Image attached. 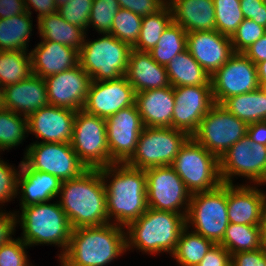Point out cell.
Returning <instances> with one entry per match:
<instances>
[{
	"label": "cell",
	"instance_id": "1",
	"mask_svg": "<svg viewBox=\"0 0 266 266\" xmlns=\"http://www.w3.org/2000/svg\"><path fill=\"white\" fill-rule=\"evenodd\" d=\"M99 170L106 188L109 223L114 221L126 228L148 209L145 170L126 164H111Z\"/></svg>",
	"mask_w": 266,
	"mask_h": 266
},
{
	"label": "cell",
	"instance_id": "2",
	"mask_svg": "<svg viewBox=\"0 0 266 266\" xmlns=\"http://www.w3.org/2000/svg\"><path fill=\"white\" fill-rule=\"evenodd\" d=\"M59 195L72 229L109 223L106 188L99 169H87L77 178L62 181Z\"/></svg>",
	"mask_w": 266,
	"mask_h": 266
},
{
	"label": "cell",
	"instance_id": "3",
	"mask_svg": "<svg viewBox=\"0 0 266 266\" xmlns=\"http://www.w3.org/2000/svg\"><path fill=\"white\" fill-rule=\"evenodd\" d=\"M124 231L114 223L72 229L68 249L60 260L67 266H107L127 251Z\"/></svg>",
	"mask_w": 266,
	"mask_h": 266
},
{
	"label": "cell",
	"instance_id": "4",
	"mask_svg": "<svg viewBox=\"0 0 266 266\" xmlns=\"http://www.w3.org/2000/svg\"><path fill=\"white\" fill-rule=\"evenodd\" d=\"M185 227V215L148 208L125 228L126 250L137 248L147 254L172 255Z\"/></svg>",
	"mask_w": 266,
	"mask_h": 266
},
{
	"label": "cell",
	"instance_id": "5",
	"mask_svg": "<svg viewBox=\"0 0 266 266\" xmlns=\"http://www.w3.org/2000/svg\"><path fill=\"white\" fill-rule=\"evenodd\" d=\"M20 210L22 213L17 215V223L23 230L20 239L29 247L55 244L62 248L58 254L60 259L68 249L72 227L59 201L32 204Z\"/></svg>",
	"mask_w": 266,
	"mask_h": 266
},
{
	"label": "cell",
	"instance_id": "6",
	"mask_svg": "<svg viewBox=\"0 0 266 266\" xmlns=\"http://www.w3.org/2000/svg\"><path fill=\"white\" fill-rule=\"evenodd\" d=\"M132 47L111 34H103L94 41L84 43L79 51V64L92 81H108L127 73Z\"/></svg>",
	"mask_w": 266,
	"mask_h": 266
},
{
	"label": "cell",
	"instance_id": "7",
	"mask_svg": "<svg viewBox=\"0 0 266 266\" xmlns=\"http://www.w3.org/2000/svg\"><path fill=\"white\" fill-rule=\"evenodd\" d=\"M171 166L191 194L213 190L223 183L219 158L192 137L180 148Z\"/></svg>",
	"mask_w": 266,
	"mask_h": 266
},
{
	"label": "cell",
	"instance_id": "8",
	"mask_svg": "<svg viewBox=\"0 0 266 266\" xmlns=\"http://www.w3.org/2000/svg\"><path fill=\"white\" fill-rule=\"evenodd\" d=\"M229 225L227 211V184L191 194L186 226L215 244H219Z\"/></svg>",
	"mask_w": 266,
	"mask_h": 266
},
{
	"label": "cell",
	"instance_id": "9",
	"mask_svg": "<svg viewBox=\"0 0 266 266\" xmlns=\"http://www.w3.org/2000/svg\"><path fill=\"white\" fill-rule=\"evenodd\" d=\"M189 138L186 132L172 127H144L132 157L125 164L142 170L172 165Z\"/></svg>",
	"mask_w": 266,
	"mask_h": 266
},
{
	"label": "cell",
	"instance_id": "10",
	"mask_svg": "<svg viewBox=\"0 0 266 266\" xmlns=\"http://www.w3.org/2000/svg\"><path fill=\"white\" fill-rule=\"evenodd\" d=\"M71 147L88 169L111 165L106 121L81 109L76 112Z\"/></svg>",
	"mask_w": 266,
	"mask_h": 266
},
{
	"label": "cell",
	"instance_id": "11",
	"mask_svg": "<svg viewBox=\"0 0 266 266\" xmlns=\"http://www.w3.org/2000/svg\"><path fill=\"white\" fill-rule=\"evenodd\" d=\"M248 124L230 113L221 104H215L203 117L197 131L191 136L198 144L219 159L247 134Z\"/></svg>",
	"mask_w": 266,
	"mask_h": 266
},
{
	"label": "cell",
	"instance_id": "12",
	"mask_svg": "<svg viewBox=\"0 0 266 266\" xmlns=\"http://www.w3.org/2000/svg\"><path fill=\"white\" fill-rule=\"evenodd\" d=\"M31 169L54 175L61 181L79 177L88 168L79 160L70 143L36 141L22 159Z\"/></svg>",
	"mask_w": 266,
	"mask_h": 266
},
{
	"label": "cell",
	"instance_id": "13",
	"mask_svg": "<svg viewBox=\"0 0 266 266\" xmlns=\"http://www.w3.org/2000/svg\"><path fill=\"white\" fill-rule=\"evenodd\" d=\"M220 176L225 184H233L234 176H242L258 185L266 184V145L251 142L247 135L231 146L219 159Z\"/></svg>",
	"mask_w": 266,
	"mask_h": 266
},
{
	"label": "cell",
	"instance_id": "14",
	"mask_svg": "<svg viewBox=\"0 0 266 266\" xmlns=\"http://www.w3.org/2000/svg\"><path fill=\"white\" fill-rule=\"evenodd\" d=\"M145 173L148 208L186 216L191 193L173 167L167 165L148 168Z\"/></svg>",
	"mask_w": 266,
	"mask_h": 266
},
{
	"label": "cell",
	"instance_id": "15",
	"mask_svg": "<svg viewBox=\"0 0 266 266\" xmlns=\"http://www.w3.org/2000/svg\"><path fill=\"white\" fill-rule=\"evenodd\" d=\"M215 104L260 87L256 65L244 54L234 53L211 77Z\"/></svg>",
	"mask_w": 266,
	"mask_h": 266
},
{
	"label": "cell",
	"instance_id": "16",
	"mask_svg": "<svg viewBox=\"0 0 266 266\" xmlns=\"http://www.w3.org/2000/svg\"><path fill=\"white\" fill-rule=\"evenodd\" d=\"M111 164H125L133 155L144 128L135 105L123 108L105 119Z\"/></svg>",
	"mask_w": 266,
	"mask_h": 266
},
{
	"label": "cell",
	"instance_id": "17",
	"mask_svg": "<svg viewBox=\"0 0 266 266\" xmlns=\"http://www.w3.org/2000/svg\"><path fill=\"white\" fill-rule=\"evenodd\" d=\"M173 91L172 128L184 131L191 137L215 105L211 85L173 87Z\"/></svg>",
	"mask_w": 266,
	"mask_h": 266
},
{
	"label": "cell",
	"instance_id": "18",
	"mask_svg": "<svg viewBox=\"0 0 266 266\" xmlns=\"http://www.w3.org/2000/svg\"><path fill=\"white\" fill-rule=\"evenodd\" d=\"M49 105L73 111L83 109L91 77L80 64L44 78Z\"/></svg>",
	"mask_w": 266,
	"mask_h": 266
},
{
	"label": "cell",
	"instance_id": "19",
	"mask_svg": "<svg viewBox=\"0 0 266 266\" xmlns=\"http://www.w3.org/2000/svg\"><path fill=\"white\" fill-rule=\"evenodd\" d=\"M136 92L126 76L108 81H91L83 110L108 118L119 110L135 105Z\"/></svg>",
	"mask_w": 266,
	"mask_h": 266
},
{
	"label": "cell",
	"instance_id": "20",
	"mask_svg": "<svg viewBox=\"0 0 266 266\" xmlns=\"http://www.w3.org/2000/svg\"><path fill=\"white\" fill-rule=\"evenodd\" d=\"M187 49L210 76L234 54L230 37L217 30L187 33Z\"/></svg>",
	"mask_w": 266,
	"mask_h": 266
},
{
	"label": "cell",
	"instance_id": "21",
	"mask_svg": "<svg viewBox=\"0 0 266 266\" xmlns=\"http://www.w3.org/2000/svg\"><path fill=\"white\" fill-rule=\"evenodd\" d=\"M76 112L48 104L27 117L28 132L42 143H70Z\"/></svg>",
	"mask_w": 266,
	"mask_h": 266
},
{
	"label": "cell",
	"instance_id": "22",
	"mask_svg": "<svg viewBox=\"0 0 266 266\" xmlns=\"http://www.w3.org/2000/svg\"><path fill=\"white\" fill-rule=\"evenodd\" d=\"M266 210V193L255 185L227 184L228 221L233 224L260 226Z\"/></svg>",
	"mask_w": 266,
	"mask_h": 266
},
{
	"label": "cell",
	"instance_id": "23",
	"mask_svg": "<svg viewBox=\"0 0 266 266\" xmlns=\"http://www.w3.org/2000/svg\"><path fill=\"white\" fill-rule=\"evenodd\" d=\"M49 104L43 78L32 74L19 83L3 88V106L14 113L28 117Z\"/></svg>",
	"mask_w": 266,
	"mask_h": 266
},
{
	"label": "cell",
	"instance_id": "24",
	"mask_svg": "<svg viewBox=\"0 0 266 266\" xmlns=\"http://www.w3.org/2000/svg\"><path fill=\"white\" fill-rule=\"evenodd\" d=\"M30 54L32 73L43 79L79 64L78 50L53 41H41Z\"/></svg>",
	"mask_w": 266,
	"mask_h": 266
},
{
	"label": "cell",
	"instance_id": "25",
	"mask_svg": "<svg viewBox=\"0 0 266 266\" xmlns=\"http://www.w3.org/2000/svg\"><path fill=\"white\" fill-rule=\"evenodd\" d=\"M20 173L18 176L17 190L22 193L20 198V209L22 207L49 202L55 197H59L62 181L43 171L31 169L23 160L18 166Z\"/></svg>",
	"mask_w": 266,
	"mask_h": 266
},
{
	"label": "cell",
	"instance_id": "26",
	"mask_svg": "<svg viewBox=\"0 0 266 266\" xmlns=\"http://www.w3.org/2000/svg\"><path fill=\"white\" fill-rule=\"evenodd\" d=\"M135 104L144 127H172L175 105L172 86L137 92Z\"/></svg>",
	"mask_w": 266,
	"mask_h": 266
},
{
	"label": "cell",
	"instance_id": "27",
	"mask_svg": "<svg viewBox=\"0 0 266 266\" xmlns=\"http://www.w3.org/2000/svg\"><path fill=\"white\" fill-rule=\"evenodd\" d=\"M125 76L136 93L171 86L165 66L158 64L149 52L132 49Z\"/></svg>",
	"mask_w": 266,
	"mask_h": 266
},
{
	"label": "cell",
	"instance_id": "28",
	"mask_svg": "<svg viewBox=\"0 0 266 266\" xmlns=\"http://www.w3.org/2000/svg\"><path fill=\"white\" fill-rule=\"evenodd\" d=\"M173 21L187 33L216 30L213 0H169Z\"/></svg>",
	"mask_w": 266,
	"mask_h": 266
},
{
	"label": "cell",
	"instance_id": "29",
	"mask_svg": "<svg viewBox=\"0 0 266 266\" xmlns=\"http://www.w3.org/2000/svg\"><path fill=\"white\" fill-rule=\"evenodd\" d=\"M37 23L42 41L61 43L78 51L82 48L85 35H87L86 31L67 22L58 12L42 16Z\"/></svg>",
	"mask_w": 266,
	"mask_h": 266
},
{
	"label": "cell",
	"instance_id": "30",
	"mask_svg": "<svg viewBox=\"0 0 266 266\" xmlns=\"http://www.w3.org/2000/svg\"><path fill=\"white\" fill-rule=\"evenodd\" d=\"M165 68L172 87L211 85V76L192 57L188 49L178 53Z\"/></svg>",
	"mask_w": 266,
	"mask_h": 266
},
{
	"label": "cell",
	"instance_id": "31",
	"mask_svg": "<svg viewBox=\"0 0 266 266\" xmlns=\"http://www.w3.org/2000/svg\"><path fill=\"white\" fill-rule=\"evenodd\" d=\"M32 16L28 12L0 19V51H28L32 34Z\"/></svg>",
	"mask_w": 266,
	"mask_h": 266
},
{
	"label": "cell",
	"instance_id": "32",
	"mask_svg": "<svg viewBox=\"0 0 266 266\" xmlns=\"http://www.w3.org/2000/svg\"><path fill=\"white\" fill-rule=\"evenodd\" d=\"M247 124L266 121V95L261 88L229 97L221 104Z\"/></svg>",
	"mask_w": 266,
	"mask_h": 266
},
{
	"label": "cell",
	"instance_id": "33",
	"mask_svg": "<svg viewBox=\"0 0 266 266\" xmlns=\"http://www.w3.org/2000/svg\"><path fill=\"white\" fill-rule=\"evenodd\" d=\"M214 244L210 239L189 231L186 226L180 234L175 251L170 256L179 266H197Z\"/></svg>",
	"mask_w": 266,
	"mask_h": 266
},
{
	"label": "cell",
	"instance_id": "34",
	"mask_svg": "<svg viewBox=\"0 0 266 266\" xmlns=\"http://www.w3.org/2000/svg\"><path fill=\"white\" fill-rule=\"evenodd\" d=\"M28 54V55H27ZM30 51H0V87L16 84L32 75Z\"/></svg>",
	"mask_w": 266,
	"mask_h": 266
},
{
	"label": "cell",
	"instance_id": "35",
	"mask_svg": "<svg viewBox=\"0 0 266 266\" xmlns=\"http://www.w3.org/2000/svg\"><path fill=\"white\" fill-rule=\"evenodd\" d=\"M172 22V11L167 3L156 13L142 17L139 37L133 49L150 52L157 45L164 30Z\"/></svg>",
	"mask_w": 266,
	"mask_h": 266
},
{
	"label": "cell",
	"instance_id": "36",
	"mask_svg": "<svg viewBox=\"0 0 266 266\" xmlns=\"http://www.w3.org/2000/svg\"><path fill=\"white\" fill-rule=\"evenodd\" d=\"M187 49V32L174 21L162 33L157 45L149 52L160 65L166 66L178 53Z\"/></svg>",
	"mask_w": 266,
	"mask_h": 266
},
{
	"label": "cell",
	"instance_id": "37",
	"mask_svg": "<svg viewBox=\"0 0 266 266\" xmlns=\"http://www.w3.org/2000/svg\"><path fill=\"white\" fill-rule=\"evenodd\" d=\"M219 244L230 254L260 249V226L229 223Z\"/></svg>",
	"mask_w": 266,
	"mask_h": 266
},
{
	"label": "cell",
	"instance_id": "38",
	"mask_svg": "<svg viewBox=\"0 0 266 266\" xmlns=\"http://www.w3.org/2000/svg\"><path fill=\"white\" fill-rule=\"evenodd\" d=\"M26 134L28 135L27 117L6 108L0 109V151L18 146Z\"/></svg>",
	"mask_w": 266,
	"mask_h": 266
},
{
	"label": "cell",
	"instance_id": "39",
	"mask_svg": "<svg viewBox=\"0 0 266 266\" xmlns=\"http://www.w3.org/2000/svg\"><path fill=\"white\" fill-rule=\"evenodd\" d=\"M216 30L231 37L244 20L240 0H213Z\"/></svg>",
	"mask_w": 266,
	"mask_h": 266
},
{
	"label": "cell",
	"instance_id": "40",
	"mask_svg": "<svg viewBox=\"0 0 266 266\" xmlns=\"http://www.w3.org/2000/svg\"><path fill=\"white\" fill-rule=\"evenodd\" d=\"M141 25L142 16L120 8L113 19L110 34L133 48L138 40Z\"/></svg>",
	"mask_w": 266,
	"mask_h": 266
},
{
	"label": "cell",
	"instance_id": "41",
	"mask_svg": "<svg viewBox=\"0 0 266 266\" xmlns=\"http://www.w3.org/2000/svg\"><path fill=\"white\" fill-rule=\"evenodd\" d=\"M119 9L120 5L117 0H93L88 28L92 25L101 35L110 34L113 19Z\"/></svg>",
	"mask_w": 266,
	"mask_h": 266
},
{
	"label": "cell",
	"instance_id": "42",
	"mask_svg": "<svg viewBox=\"0 0 266 266\" xmlns=\"http://www.w3.org/2000/svg\"><path fill=\"white\" fill-rule=\"evenodd\" d=\"M265 34V27L255 23L252 19H244L230 37L234 53H243Z\"/></svg>",
	"mask_w": 266,
	"mask_h": 266
},
{
	"label": "cell",
	"instance_id": "43",
	"mask_svg": "<svg viewBox=\"0 0 266 266\" xmlns=\"http://www.w3.org/2000/svg\"><path fill=\"white\" fill-rule=\"evenodd\" d=\"M93 0H69L58 8V13L69 23L89 30L88 21Z\"/></svg>",
	"mask_w": 266,
	"mask_h": 266
},
{
	"label": "cell",
	"instance_id": "44",
	"mask_svg": "<svg viewBox=\"0 0 266 266\" xmlns=\"http://www.w3.org/2000/svg\"><path fill=\"white\" fill-rule=\"evenodd\" d=\"M28 245L20 238L12 239L0 247V266H31L27 258ZM33 266V265H32Z\"/></svg>",
	"mask_w": 266,
	"mask_h": 266
},
{
	"label": "cell",
	"instance_id": "45",
	"mask_svg": "<svg viewBox=\"0 0 266 266\" xmlns=\"http://www.w3.org/2000/svg\"><path fill=\"white\" fill-rule=\"evenodd\" d=\"M0 159V205L11 201L18 195V176L20 170Z\"/></svg>",
	"mask_w": 266,
	"mask_h": 266
},
{
	"label": "cell",
	"instance_id": "46",
	"mask_svg": "<svg viewBox=\"0 0 266 266\" xmlns=\"http://www.w3.org/2000/svg\"><path fill=\"white\" fill-rule=\"evenodd\" d=\"M120 8L132 11L142 17L160 10L167 2L165 0H117Z\"/></svg>",
	"mask_w": 266,
	"mask_h": 266
},
{
	"label": "cell",
	"instance_id": "47",
	"mask_svg": "<svg viewBox=\"0 0 266 266\" xmlns=\"http://www.w3.org/2000/svg\"><path fill=\"white\" fill-rule=\"evenodd\" d=\"M244 19H252L266 28V3L263 0H240Z\"/></svg>",
	"mask_w": 266,
	"mask_h": 266
},
{
	"label": "cell",
	"instance_id": "48",
	"mask_svg": "<svg viewBox=\"0 0 266 266\" xmlns=\"http://www.w3.org/2000/svg\"><path fill=\"white\" fill-rule=\"evenodd\" d=\"M233 266H266V252L260 248L231 254Z\"/></svg>",
	"mask_w": 266,
	"mask_h": 266
},
{
	"label": "cell",
	"instance_id": "49",
	"mask_svg": "<svg viewBox=\"0 0 266 266\" xmlns=\"http://www.w3.org/2000/svg\"><path fill=\"white\" fill-rule=\"evenodd\" d=\"M231 254L220 244H214L197 266H227Z\"/></svg>",
	"mask_w": 266,
	"mask_h": 266
},
{
	"label": "cell",
	"instance_id": "50",
	"mask_svg": "<svg viewBox=\"0 0 266 266\" xmlns=\"http://www.w3.org/2000/svg\"><path fill=\"white\" fill-rule=\"evenodd\" d=\"M0 247L9 243L12 239V235L15 232L17 226V212H3L0 210Z\"/></svg>",
	"mask_w": 266,
	"mask_h": 266
},
{
	"label": "cell",
	"instance_id": "51",
	"mask_svg": "<svg viewBox=\"0 0 266 266\" xmlns=\"http://www.w3.org/2000/svg\"><path fill=\"white\" fill-rule=\"evenodd\" d=\"M24 2L29 14L32 15V11H30L32 8H34L36 12L38 11L37 20L42 16L53 14L58 11L54 0H24Z\"/></svg>",
	"mask_w": 266,
	"mask_h": 266
},
{
	"label": "cell",
	"instance_id": "52",
	"mask_svg": "<svg viewBox=\"0 0 266 266\" xmlns=\"http://www.w3.org/2000/svg\"><path fill=\"white\" fill-rule=\"evenodd\" d=\"M27 12L24 0H0V19Z\"/></svg>",
	"mask_w": 266,
	"mask_h": 266
},
{
	"label": "cell",
	"instance_id": "53",
	"mask_svg": "<svg viewBox=\"0 0 266 266\" xmlns=\"http://www.w3.org/2000/svg\"><path fill=\"white\" fill-rule=\"evenodd\" d=\"M255 65L266 60V34L243 52Z\"/></svg>",
	"mask_w": 266,
	"mask_h": 266
},
{
	"label": "cell",
	"instance_id": "54",
	"mask_svg": "<svg viewBox=\"0 0 266 266\" xmlns=\"http://www.w3.org/2000/svg\"><path fill=\"white\" fill-rule=\"evenodd\" d=\"M246 135L251 142L266 145V121L248 124Z\"/></svg>",
	"mask_w": 266,
	"mask_h": 266
},
{
	"label": "cell",
	"instance_id": "55",
	"mask_svg": "<svg viewBox=\"0 0 266 266\" xmlns=\"http://www.w3.org/2000/svg\"><path fill=\"white\" fill-rule=\"evenodd\" d=\"M256 68L259 85L266 84V60L257 63Z\"/></svg>",
	"mask_w": 266,
	"mask_h": 266
},
{
	"label": "cell",
	"instance_id": "56",
	"mask_svg": "<svg viewBox=\"0 0 266 266\" xmlns=\"http://www.w3.org/2000/svg\"><path fill=\"white\" fill-rule=\"evenodd\" d=\"M261 248L266 252V210L260 223Z\"/></svg>",
	"mask_w": 266,
	"mask_h": 266
},
{
	"label": "cell",
	"instance_id": "57",
	"mask_svg": "<svg viewBox=\"0 0 266 266\" xmlns=\"http://www.w3.org/2000/svg\"><path fill=\"white\" fill-rule=\"evenodd\" d=\"M57 8L61 7L62 5H65L69 0H54Z\"/></svg>",
	"mask_w": 266,
	"mask_h": 266
},
{
	"label": "cell",
	"instance_id": "58",
	"mask_svg": "<svg viewBox=\"0 0 266 266\" xmlns=\"http://www.w3.org/2000/svg\"><path fill=\"white\" fill-rule=\"evenodd\" d=\"M4 108L3 106V88L0 87V109Z\"/></svg>",
	"mask_w": 266,
	"mask_h": 266
},
{
	"label": "cell",
	"instance_id": "59",
	"mask_svg": "<svg viewBox=\"0 0 266 266\" xmlns=\"http://www.w3.org/2000/svg\"><path fill=\"white\" fill-rule=\"evenodd\" d=\"M260 88L263 91V93L266 95V84H261Z\"/></svg>",
	"mask_w": 266,
	"mask_h": 266
},
{
	"label": "cell",
	"instance_id": "60",
	"mask_svg": "<svg viewBox=\"0 0 266 266\" xmlns=\"http://www.w3.org/2000/svg\"><path fill=\"white\" fill-rule=\"evenodd\" d=\"M59 261L61 262V266H67L66 264H64L60 259Z\"/></svg>",
	"mask_w": 266,
	"mask_h": 266
},
{
	"label": "cell",
	"instance_id": "61",
	"mask_svg": "<svg viewBox=\"0 0 266 266\" xmlns=\"http://www.w3.org/2000/svg\"><path fill=\"white\" fill-rule=\"evenodd\" d=\"M227 266H233L232 262H230Z\"/></svg>",
	"mask_w": 266,
	"mask_h": 266
}]
</instances>
